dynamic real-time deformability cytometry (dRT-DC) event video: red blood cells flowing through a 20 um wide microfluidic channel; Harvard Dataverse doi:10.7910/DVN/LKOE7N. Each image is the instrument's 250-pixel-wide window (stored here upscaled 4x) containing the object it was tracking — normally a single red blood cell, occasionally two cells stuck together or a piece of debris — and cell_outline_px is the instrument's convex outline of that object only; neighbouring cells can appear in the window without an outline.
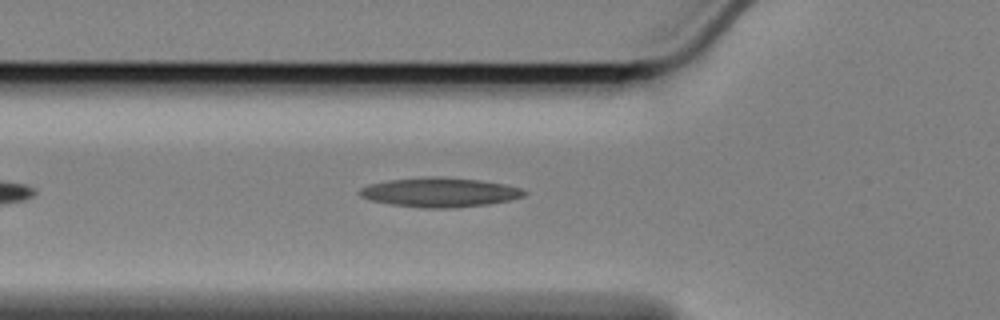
{"species": "Egyptian fruit bat (a non-hibernating species)", "species_latin": "Rousettus aegyptiacus", "temperature_condition": "cold", "stored_images_in_passage": 19, "camera_frame_rate_fps": 3000, "um_per_image_px": 0.085, "animal": {"sex": "female"}, "frame": {"image": 1, "passage_image": 8, "time_ms": 2.333, "image_size_px": [1000, 320], "cell_outline_px": [[528, 192], [524, 196], [508, 200], [488, 204], [452, 208], [424, 208], [388, 204], [372, 200], [360, 196], [356, 192], [360, 188], [368, 184], [388, 180], [424, 176], [440, 176], [480, 180], [504, 184], [520, 188]], "centroid_in_image_um": [37.33, 16.34], "position_along_channel_um": 88.5, "area_um2": 28.38}}
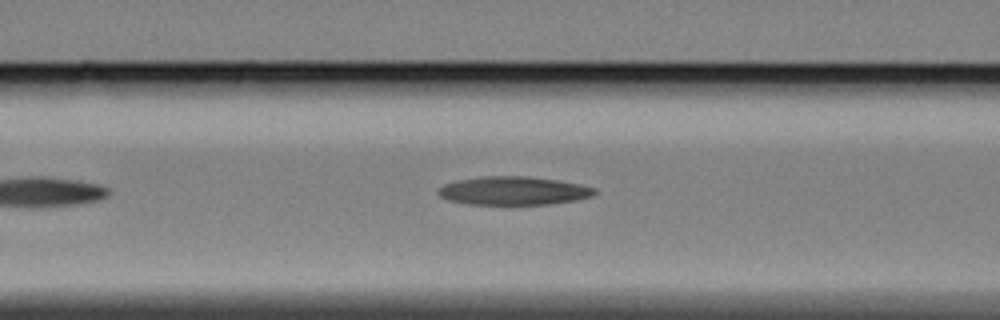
{"frame": {"image": 2, "passage_image": 11, "time_ms": 3.333, "image_size_px": [1000, 320], "cell_outline_px": [[596, 192], [592, 196], [576, 200], [548, 204], [468, 204], [448, 200], [440, 196], [436, 192], [444, 184], [456, 180], [480, 176], [528, 176], [556, 180], [576, 184], [592, 188]], "centroid_in_image_um": [43.57, 16.21], "position_along_channel_um": 123.0, "area_um2": 25.66}}
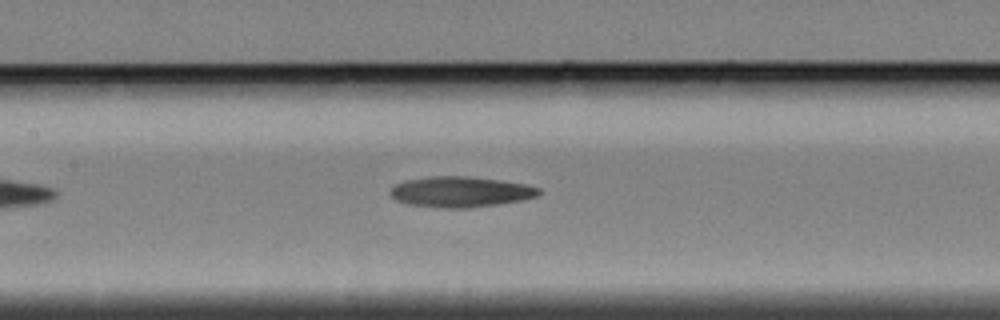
{"frame": {"image": 3, "passage_image": 15, "time_ms": 4.667, "image_size_px": [1000, 320], "cell_outline_px": [[540, 192], [536, 196], [520, 200], [496, 204], [468, 208], [444, 208], [408, 204], [396, 200], [392, 196], [392, 188], [396, 184], [404, 180], [428, 176], [468, 176], [500, 180], [524, 184], [540, 188]], "centroid_in_image_um": [39.12, 16.3], "position_along_channel_um": 168.3, "area_um2": 26.24}}